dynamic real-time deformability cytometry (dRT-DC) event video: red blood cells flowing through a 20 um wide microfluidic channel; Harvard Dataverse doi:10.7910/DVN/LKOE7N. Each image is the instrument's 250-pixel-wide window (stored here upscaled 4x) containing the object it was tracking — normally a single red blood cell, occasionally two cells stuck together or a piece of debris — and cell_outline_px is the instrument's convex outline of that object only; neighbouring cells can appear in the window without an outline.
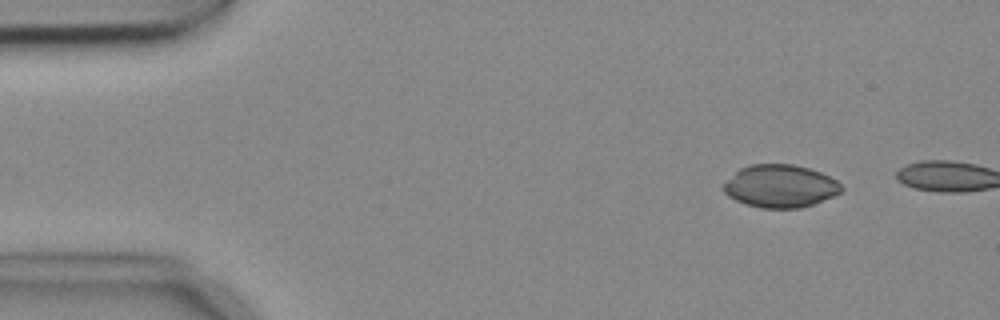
{"species": "common noctule bat (a hibernating species)", "species_latin": "Nyctalus noctula", "temperature_condition": "cold", "stored_images_in_passage": 3, "camera_frame_rate_fps": 3000, "um_per_image_px": 0.085, "animal": {"sex": "female", "body_mass_g": 18.4}, "frame": {"image": 1, "passage_image": 2, "time_ms": 0.333, "image_size_px": [1000, 320], "cell_outline_px": [[844, 188], [840, 192], [832, 196], [812, 204], [800, 208], [760, 208], [736, 200], [728, 196], [724, 192], [724, 184], [740, 168], [752, 164], [792, 164], [808, 168], [820, 172], [836, 180]], "centroid_in_image_um": [66.33, 15.82], "position_along_channel_um": 18.7, "area_um2": 28.96}}